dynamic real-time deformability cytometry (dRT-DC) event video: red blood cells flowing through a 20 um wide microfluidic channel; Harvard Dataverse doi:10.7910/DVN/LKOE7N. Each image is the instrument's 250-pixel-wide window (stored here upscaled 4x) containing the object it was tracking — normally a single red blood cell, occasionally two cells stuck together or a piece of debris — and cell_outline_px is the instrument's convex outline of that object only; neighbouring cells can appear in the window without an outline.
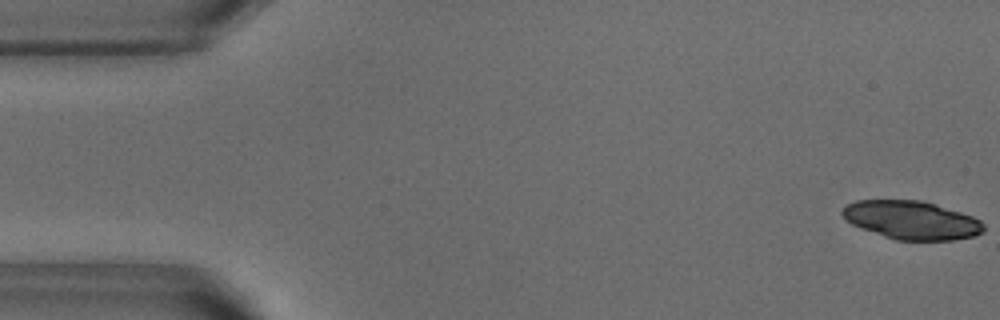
{"species": "common noctule bat (a hibernating species)", "species_latin": "Nyctalus noctula", "temperature_condition": "warm", "stored_images_in_passage": 10, "camera_frame_rate_fps": 3000, "um_per_image_px": 0.085, "animal": {"sex": "male", "body_mass_g": 18.8}, "frame": {"image": 1, "passage_image": 1, "time_ms": 0.0, "image_size_px": [1000, 320], "cell_outline_px": [[984, 232], [972, 236], [952, 240], [896, 240], [860, 228], [852, 224], [840, 212], [848, 204], [856, 200], [920, 200], [960, 212], [972, 216], [980, 220], [984, 224]], "centroid_in_image_um": [77.48, 18.71], "position_along_channel_um": 7.5, "area_um2": 31.33}}